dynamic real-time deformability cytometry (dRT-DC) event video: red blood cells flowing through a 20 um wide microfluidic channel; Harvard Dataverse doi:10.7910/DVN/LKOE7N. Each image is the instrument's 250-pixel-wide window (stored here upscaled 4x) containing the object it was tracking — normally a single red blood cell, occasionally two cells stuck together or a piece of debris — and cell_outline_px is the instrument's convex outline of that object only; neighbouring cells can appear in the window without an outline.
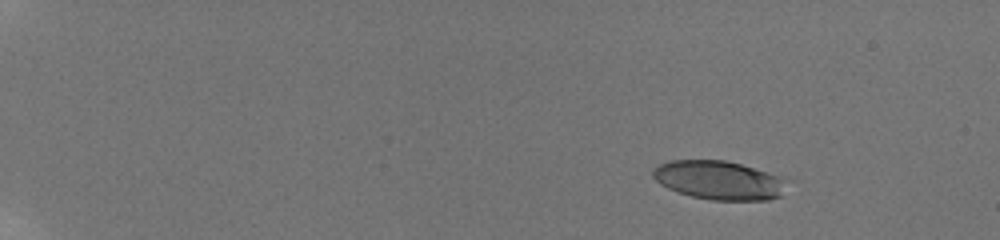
{"species": "human", "species_latin": "Homo sapiens", "temperature_condition": "room temperature", "stored_images_in_passage": 9, "camera_frame_rate_fps": 3000, "um_per_image_px": 0.085, "donor": {"sex": "male"}, "frame": {"image": 1, "passage_image": 1, "time_ms": 0.0, "image_size_px": [1000, 240], "cell_outline_px": [[784, 180], [780, 196], [768, 200], [712, 200], [692, 196], [668, 188], [660, 184], [652, 176], [652, 168], [668, 160], [724, 160], [740, 164], [776, 176]], "centroid_in_image_um": [61.0, 15.31], "position_along_channel_um": 24.0, "area_um2": 29.65}}
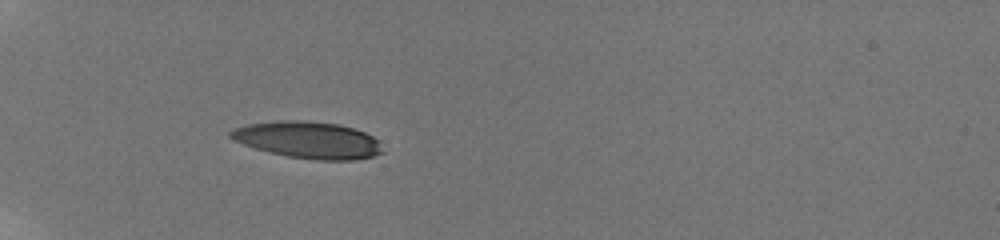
{"frame": {"image": 2, "passage_image": 7, "time_ms": 4.333, "image_size_px": [1000, 240], "cell_outline_px": [[384, 152], [372, 156], [352, 160], [320, 160], [288, 156], [256, 148], [244, 144], [228, 136], [228, 132], [236, 128], [248, 124], [280, 120], [304, 120], [340, 124], [364, 132], [380, 140]], "centroid_in_image_um": [26.24, 11.88], "position_along_channel_um": 58.8, "area_um2": 32.37}}